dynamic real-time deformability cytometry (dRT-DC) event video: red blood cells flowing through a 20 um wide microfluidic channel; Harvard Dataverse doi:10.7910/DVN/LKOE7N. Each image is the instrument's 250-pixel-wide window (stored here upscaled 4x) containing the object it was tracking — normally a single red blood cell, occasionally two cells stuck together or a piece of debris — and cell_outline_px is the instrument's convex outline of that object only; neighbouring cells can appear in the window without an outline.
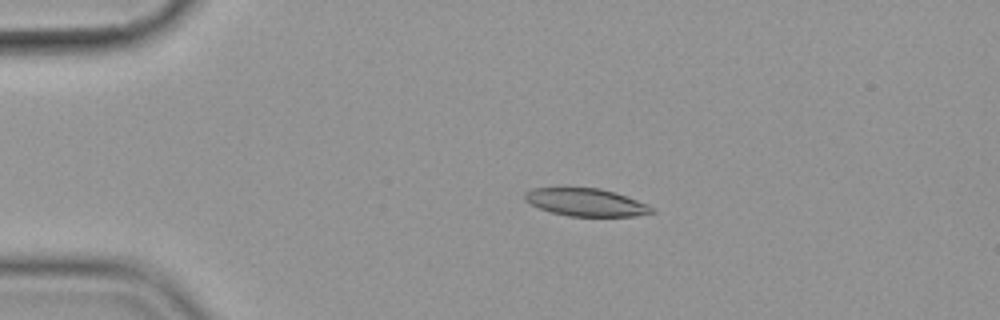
{"species": "common noctule bat (a hibernating species)", "species_latin": "Nyctalus noctula", "temperature_condition": "cold", "stored_images_in_passage": 56, "camera_frame_rate_fps": 3000, "um_per_image_px": 0.085, "animal": {"sex": "female", "body_mass_g": 19.9}, "frame": {"image": 1, "passage_image": 12, "time_ms": 3.667, "image_size_px": [1000, 320], "cell_outline_px": [[656, 212], [632, 216], [568, 216], [552, 212], [540, 208], [524, 200], [524, 192], [532, 188], [600, 188], [616, 192], [648, 204]], "centroid_in_image_um": [49.81, 17.19], "position_along_channel_um": 35.2, "area_um2": 20.4}}
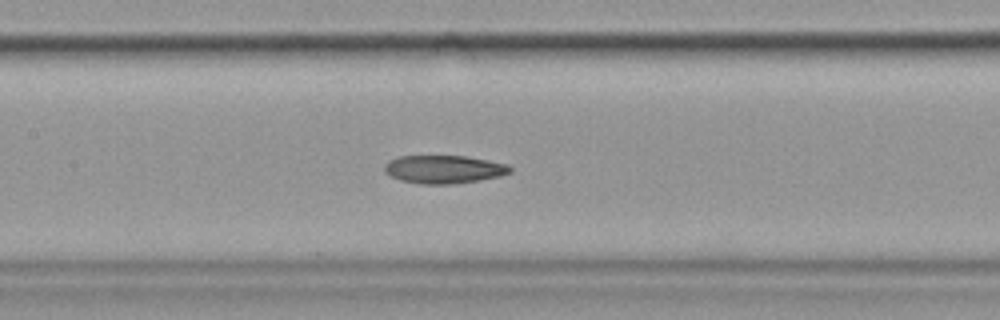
{"frame": {"image": 2, "passage_image": 27, "time_ms": 8.667, "image_size_px": [1000, 320], "cell_outline_px": [[512, 172], [500, 176], [480, 180], [452, 184], [420, 184], [400, 180], [384, 172], [384, 164], [388, 160], [400, 156], [464, 156], [488, 160], [508, 164], [512, 168]], "centroid_in_image_um": [37.73, 14.39], "position_along_channel_um": 169.7, "area_um2": 20.69}}
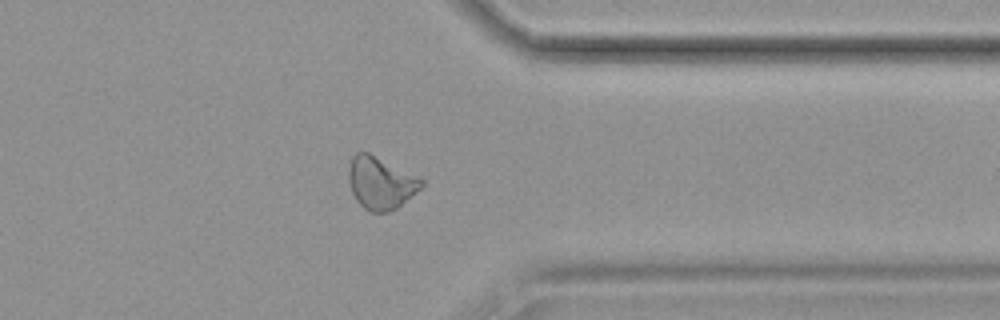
{"frame": {"image": 3, "passage_image": 45, "time_ms": 14.667, "image_size_px": [1000, 320], "cell_outline_px": [[424, 184], [416, 192], [396, 208], [388, 212], [368, 212], [356, 200], [352, 192], [348, 180], [348, 168], [352, 156], [356, 152], [368, 152], [424, 180]], "centroid_in_image_um": [32.31, 15.55], "position_along_channel_um": 379.1, "area_um2": 21.96}}